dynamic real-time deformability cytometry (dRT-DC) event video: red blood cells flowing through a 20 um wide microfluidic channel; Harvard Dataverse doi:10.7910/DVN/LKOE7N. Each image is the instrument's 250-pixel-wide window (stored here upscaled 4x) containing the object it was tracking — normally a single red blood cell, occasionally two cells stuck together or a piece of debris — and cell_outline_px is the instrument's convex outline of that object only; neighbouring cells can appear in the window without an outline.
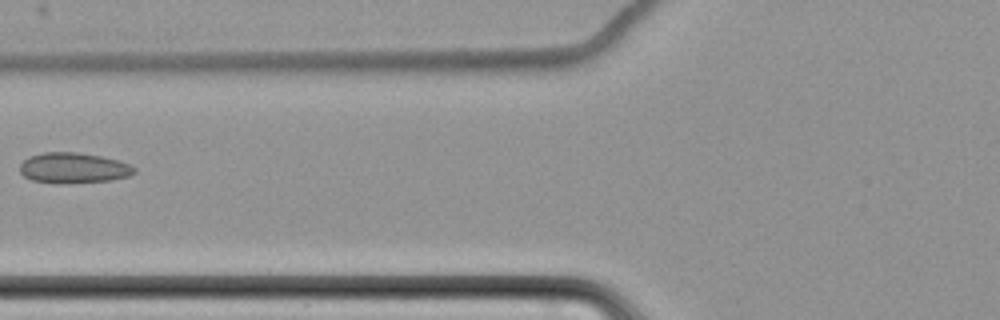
{"species": "common noctule bat (a hibernating species)", "species_latin": "Nyctalus noctula", "temperature_condition": "cold", "stored_images_in_passage": 7, "camera_frame_rate_fps": 3000, "um_per_image_px": 0.085, "animal": {"sex": "female", "body_mass_g": 22.7, "forearm_length_mm": 54.2}, "frame": {"image": 1, "passage_image": 7, "time_ms": 8.333, "image_size_px": [1000, 320], "cell_outline_px": [[136, 172], [128, 176], [112, 180], [56, 184], [32, 180], [24, 176], [20, 172], [20, 164], [28, 156], [44, 152], [76, 152], [100, 156], [132, 164], [136, 168]], "centroid_in_image_um": [6.24, 14.28], "position_along_channel_um": 119.6, "area_um2": 20.46}}